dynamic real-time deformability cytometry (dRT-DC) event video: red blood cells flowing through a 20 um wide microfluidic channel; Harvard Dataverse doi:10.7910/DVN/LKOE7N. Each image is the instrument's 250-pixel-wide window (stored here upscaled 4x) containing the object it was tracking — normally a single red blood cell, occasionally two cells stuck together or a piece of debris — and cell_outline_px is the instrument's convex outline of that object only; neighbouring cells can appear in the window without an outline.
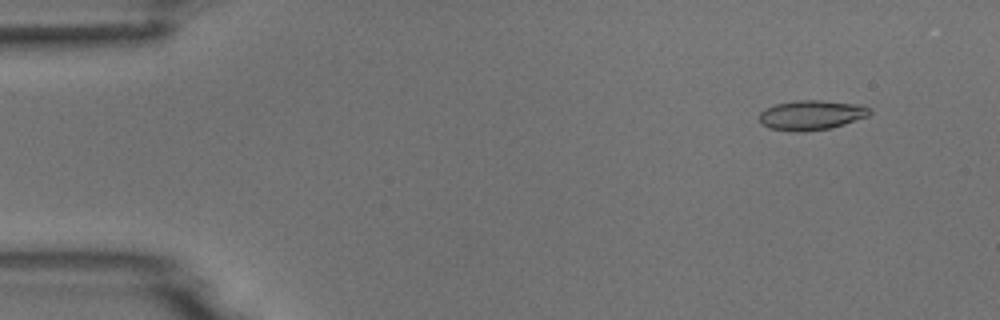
{"species": "common noctule bat (a hibernating species)", "species_latin": "Nyctalus noctula", "temperature_condition": "room temperature", "stored_images_in_passage": 5, "camera_frame_rate_fps": 3000, "um_per_image_px": 0.085, "animal": {"sex": "male", "body_mass_g": 18.8}, "frame": {"image": 1, "passage_image": 2, "time_ms": 1.0, "image_size_px": [1000, 320], "cell_outline_px": [[872, 112], [868, 116], [832, 128], [800, 132], [796, 132], [768, 128], [760, 124], [760, 112], [764, 108], [776, 104], [796, 100], [820, 100], [860, 104], [872, 108]], "centroid_in_image_um": [68.97, 9.78], "position_along_channel_um": 16.0, "area_um2": 19.36}}
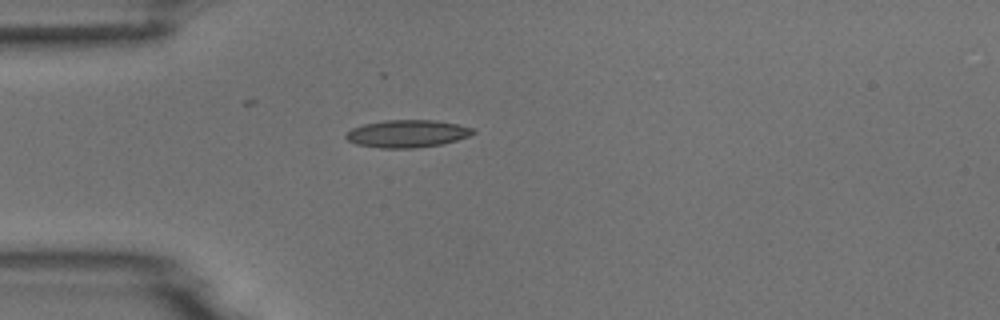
{"frame": {"image": 2, "passage_image": 5, "time_ms": 4.333, "image_size_px": [1000, 320], "cell_outline_px": [[476, 132], [468, 136], [456, 140], [440, 144], [412, 148], [380, 148], [356, 144], [348, 140], [344, 136], [352, 128], [364, 124], [384, 120], [436, 120], [456, 124], [472, 128]], "centroid_in_image_um": [34.59, 11.36], "position_along_channel_um": 50.4, "area_um2": 20.17}}